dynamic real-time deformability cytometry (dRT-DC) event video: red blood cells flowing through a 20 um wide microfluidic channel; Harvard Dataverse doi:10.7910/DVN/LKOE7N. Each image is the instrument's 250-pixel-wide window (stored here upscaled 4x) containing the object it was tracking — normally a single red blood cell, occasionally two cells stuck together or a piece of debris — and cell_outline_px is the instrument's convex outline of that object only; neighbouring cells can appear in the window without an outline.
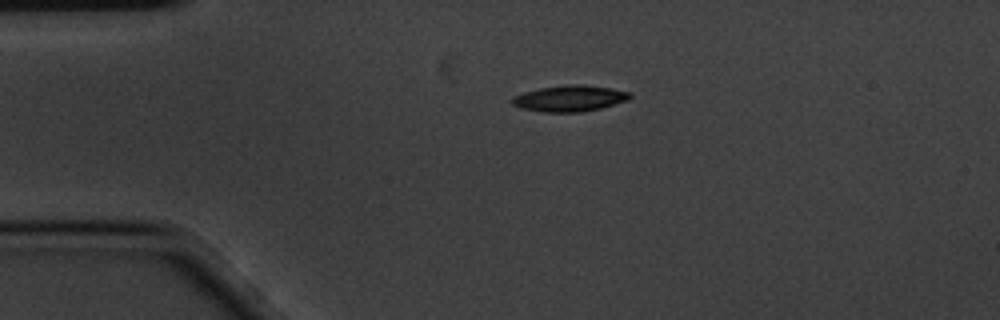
{"species": "common noctule bat (a hibernating species)", "species_latin": "Nyctalus noctula", "temperature_condition": "cold", "stored_images_in_passage": 2, "camera_frame_rate_fps": 3000, "um_per_image_px": 0.085, "animal": {"sex": "male", "body_mass_g": 20.1, "forearm_length_mm": 53.5}, "frame": {"image": 1, "passage_image": 1, "time_ms": 0.0, "image_size_px": [1000, 320], "cell_outline_px": [[632, 96], [628, 100], [600, 108], [580, 112], [544, 112], [520, 108], [512, 104], [508, 100], [512, 96], [524, 92], [540, 88], [568, 84], [584, 84], [612, 88], [628, 92]], "centroid_in_image_um": [48.37, 8.36], "position_along_channel_um": 36.6, "area_um2": 18.03}}